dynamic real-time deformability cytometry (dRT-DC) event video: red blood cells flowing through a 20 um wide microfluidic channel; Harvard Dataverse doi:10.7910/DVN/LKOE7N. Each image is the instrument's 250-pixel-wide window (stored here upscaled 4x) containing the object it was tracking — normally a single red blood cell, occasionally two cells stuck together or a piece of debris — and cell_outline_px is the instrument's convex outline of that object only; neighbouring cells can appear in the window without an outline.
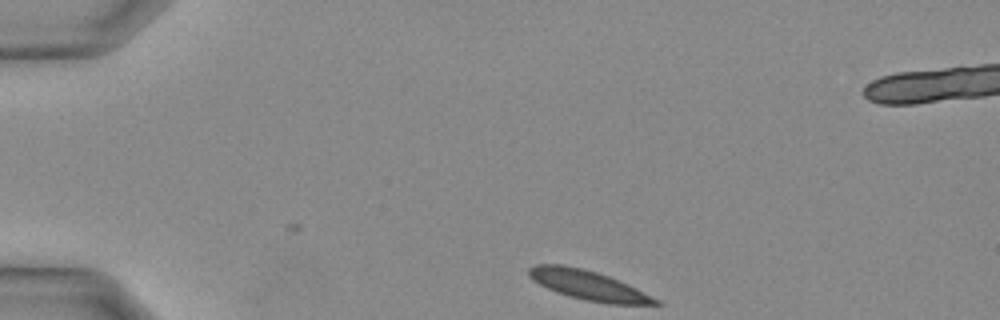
{"species": "Egyptian fruit bat (a non-hibernating species)", "species_latin": "Rousettus aegyptiacus", "temperature_condition": "warm", "stored_images_in_passage": 25, "camera_frame_rate_fps": 3000, "um_per_image_px": 0.085, "animal": {"sex": "female"}, "frame": {"image": 1, "passage_image": 1, "time_ms": 0.0, "image_size_px": [1000, 320], "cell_outline_px": [[664, 304], [608, 304], [588, 300], [556, 292], [532, 280], [528, 276], [528, 268], [536, 264], [564, 264], [584, 268], [608, 276], [628, 284], [660, 300]], "centroid_in_image_um": [49.99, 24.22], "position_along_channel_um": 35.0, "area_um2": 21.62}}
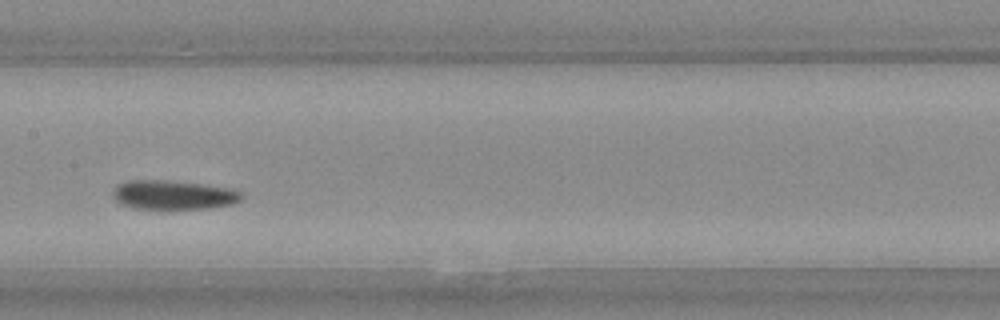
{"frame": {"image": 2, "passage_image": 12, "time_ms": 3.667, "image_size_px": [1000, 320], "cell_outline_px": [[244, 196], [240, 200], [232, 204], [212, 208], [168, 212], [160, 212], [132, 208], [120, 204], [112, 196], [112, 192], [116, 184], [128, 180], [164, 180], [200, 184], [232, 188], [240, 192]], "centroid_in_image_um": [14.69, 16.63], "position_along_channel_um": 192.7, "area_um2": 23.12}}
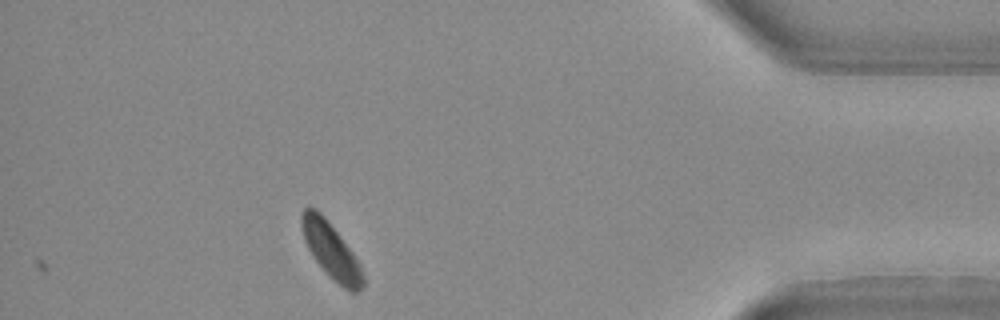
{"frame": {"image": 3, "passage_image": 25, "time_ms": 8.0, "image_size_px": [1000, 320], "cell_outline_px": [[364, 284], [356, 292], [352, 292], [344, 288], [316, 260], [308, 248], [304, 240], [300, 224], [300, 216], [304, 208], [308, 204], [316, 208], [324, 216], [352, 252], [360, 264], [364, 276]], "centroid_in_image_um": [28.11, 21.22], "position_along_channel_um": 407.1, "area_um2": 19.42}}